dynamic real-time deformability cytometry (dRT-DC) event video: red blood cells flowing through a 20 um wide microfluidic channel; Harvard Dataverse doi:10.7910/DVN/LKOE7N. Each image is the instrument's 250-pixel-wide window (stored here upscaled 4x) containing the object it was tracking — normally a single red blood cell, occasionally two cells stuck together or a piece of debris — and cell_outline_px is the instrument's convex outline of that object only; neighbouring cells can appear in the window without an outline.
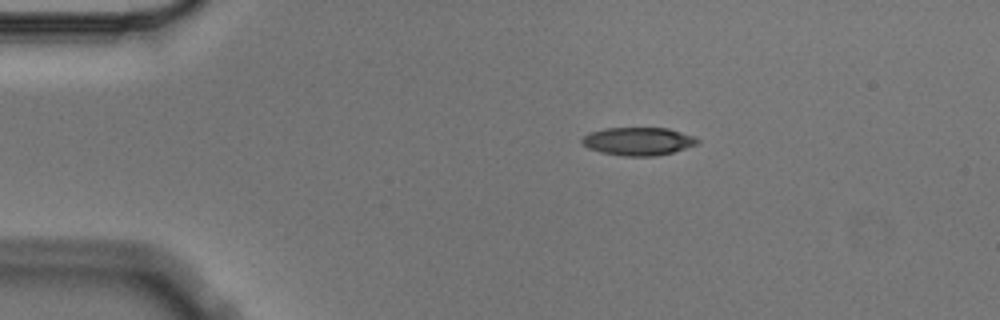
{"species": "Egyptian fruit bat (a non-hibernating species)", "species_latin": "Rousettus aegyptiacus", "temperature_condition": "cold", "stored_images_in_passage": 5, "camera_frame_rate_fps": 3000, "um_per_image_px": 0.085, "animal": {"sex": "male"}, "frame": {"image": 1, "passage_image": 2, "time_ms": 0.333, "image_size_px": [1000, 320], "cell_outline_px": [[700, 144], [672, 152], [656, 156], [624, 156], [600, 152], [588, 148], [580, 144], [580, 140], [588, 132], [604, 128], [668, 128], [692, 136], [700, 140]], "centroid_in_image_um": [54.21, 12.01], "position_along_channel_um": 30.8, "area_um2": 19.02}}
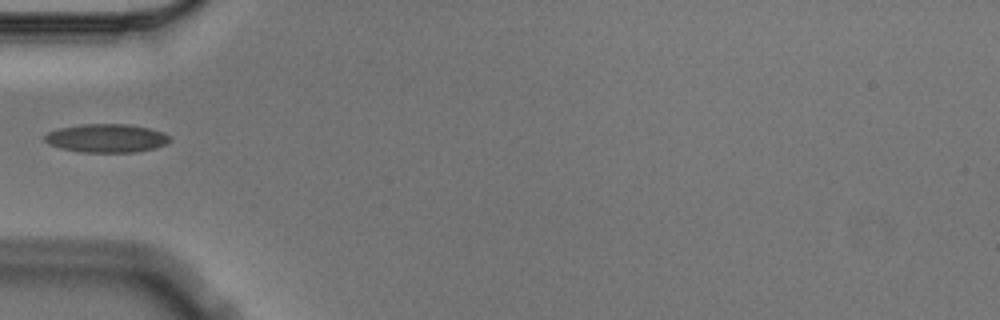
{"frame": {"image": 2, "passage_image": 4, "time_ms": 1.0, "image_size_px": [1000, 320], "cell_outline_px": [[172, 140], [168, 144], [156, 148], [136, 152], [80, 152], [60, 148], [48, 144], [44, 140], [44, 136], [48, 132], [60, 128], [80, 124], [128, 124], [148, 128], [172, 136]], "centroid_in_image_um": [9.07, 11.75], "position_along_channel_um": 75.9, "area_um2": 20.92}}
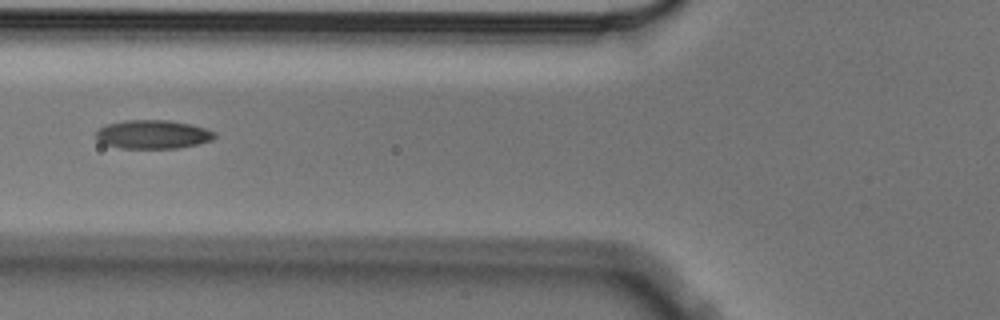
{"frame": {"image": 3, "passage_image": 5, "time_ms": 1.333, "image_size_px": [1000, 320], "cell_outline_px": [[216, 136], [212, 140], [196, 144], [176, 148], [120, 148], [104, 144], [96, 136], [96, 132], [104, 124], [124, 120], [168, 120], [188, 124], [204, 128], [216, 132]], "centroid_in_image_um": [12.97, 11.42], "position_along_channel_um": 112.8, "area_um2": 19.71}}